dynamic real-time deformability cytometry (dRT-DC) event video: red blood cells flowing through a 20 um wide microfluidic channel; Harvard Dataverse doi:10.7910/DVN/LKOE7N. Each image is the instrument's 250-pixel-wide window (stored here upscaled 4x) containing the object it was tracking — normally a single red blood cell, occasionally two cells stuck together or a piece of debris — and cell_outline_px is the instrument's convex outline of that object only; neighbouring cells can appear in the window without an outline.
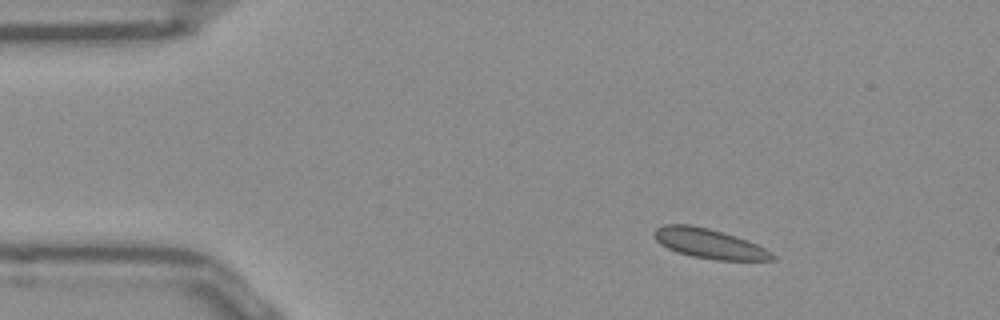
{"species": "Egyptian fruit bat (a non-hibernating species)", "species_latin": "Rousettus aegyptiacus", "temperature_condition": "room temperature", "stored_images_in_passage": 47, "segment_of_instrument_passage": [1, 2], "camera_frame_rate_fps": 3000, "um_per_image_px": 0.085, "frame": {"image": 1, "passage_image": 1, "time_ms": 0.0, "image_size_px": [1000, 320], "cell_outline_px": [[776, 260], [716, 260], [692, 256], [676, 252], [660, 244], [656, 240], [652, 232], [656, 228], [664, 224], [692, 224], [708, 228], [736, 236], [748, 240], [772, 252], [776, 256]], "centroid_in_image_um": [60.27, 20.7], "position_along_channel_um": 24.7, "area_um2": 20.58}}
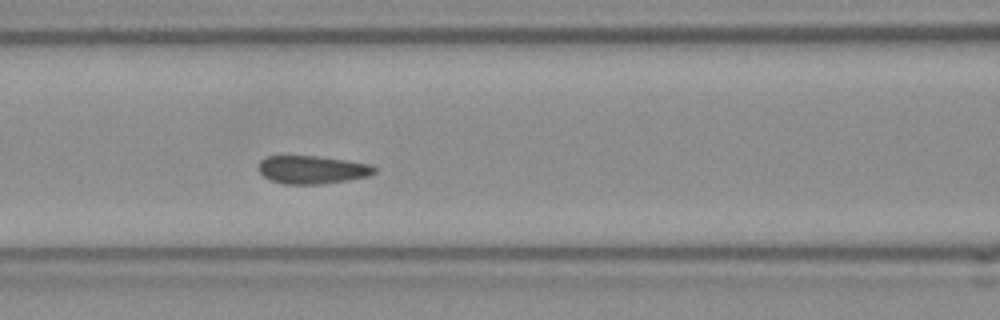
{"frame": {"image": 2, "passage_image": 15, "time_ms": 4.667, "image_size_px": [1000, 320], "cell_outline_px": [[376, 172], [368, 176], [348, 180], [320, 184], [284, 184], [272, 180], [264, 176], [256, 168], [256, 164], [260, 160], [268, 156], [316, 156], [372, 164], [376, 168]], "centroid_in_image_um": [26.52, 14.42], "position_along_channel_um": 140.1, "area_um2": 19.02}}
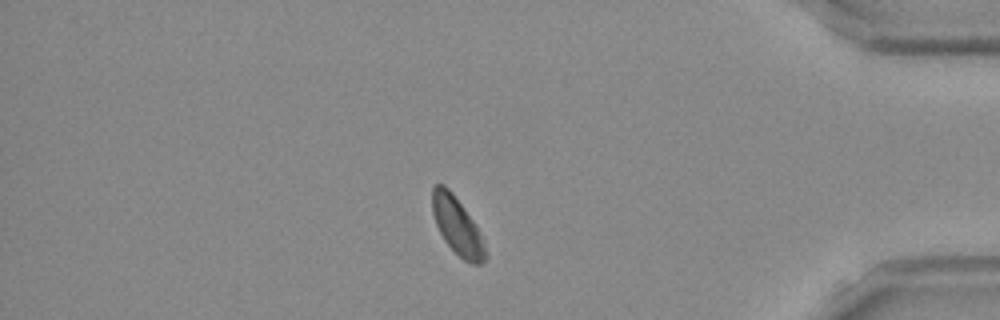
{"frame": {"image": 3, "passage_image": 38, "time_ms": 12.333, "image_size_px": [1000, 320], "cell_outline_px": [[488, 256], [480, 264], [472, 264], [464, 260], [444, 240], [436, 224], [432, 212], [432, 188], [436, 184], [444, 184], [452, 192], [472, 220], [480, 232]], "centroid_in_image_um": [38.86, 19.2], "position_along_channel_um": 396.3, "area_um2": 17.46}}